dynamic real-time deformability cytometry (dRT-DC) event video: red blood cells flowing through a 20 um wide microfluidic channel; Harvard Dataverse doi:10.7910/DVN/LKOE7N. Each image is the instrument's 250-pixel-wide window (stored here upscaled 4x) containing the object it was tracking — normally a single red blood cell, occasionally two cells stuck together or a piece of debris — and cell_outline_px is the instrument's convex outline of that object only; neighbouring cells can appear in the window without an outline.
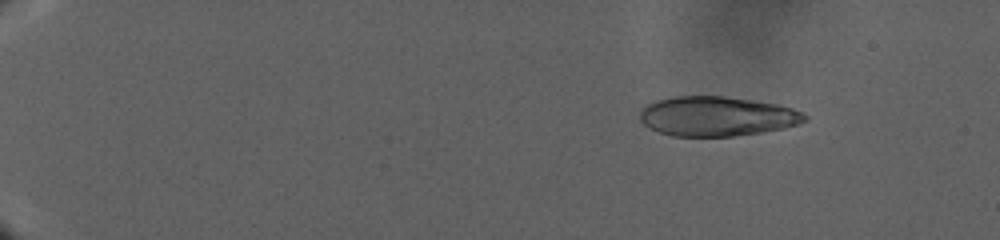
{"species": "human", "species_latin": "Homo sapiens", "temperature_condition": "warm", "stored_images_in_passage": 64, "camera_frame_rate_fps": 3000, "um_per_image_px": 0.085, "donor": {"sex": "male"}, "frame": {"image": 1, "passage_image": 10, "time_ms": 6.667, "image_size_px": [1000, 240], "cell_outline_px": [[808, 120], [800, 124], [784, 128], [760, 132], [732, 136], [672, 136], [648, 128], [640, 120], [640, 108], [656, 100], [672, 96], [724, 96], [752, 100], [776, 104], [792, 108], [804, 112], [808, 116]], "centroid_in_image_um": [60.94, 9.88], "position_along_channel_um": 24.1, "area_um2": 38.26}}
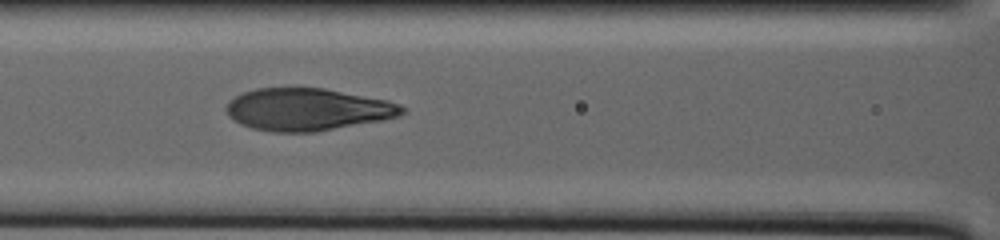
{"frame": {"image": 2, "passage_image": 39, "time_ms": 22.667, "image_size_px": [1000, 240], "cell_outline_px": [[408, 112], [400, 116], [384, 120], [316, 132], [272, 132], [252, 128], [240, 124], [232, 120], [228, 116], [224, 108], [228, 100], [244, 92], [256, 88], [324, 88], [388, 100], [408, 108]], "centroid_in_image_um": [26.15, 9.31], "position_along_channel_um": 140.4, "area_um2": 43.87}}
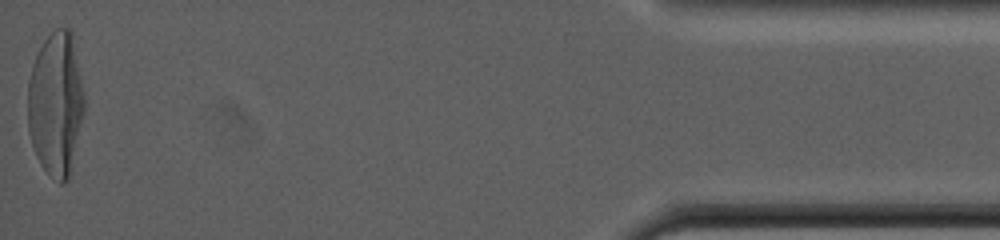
{"frame": {"image": 3, "passage_image": 64, "time_ms": 43.667, "image_size_px": [1000, 240], "cell_outline_px": [[84, 108], [68, 180], [60, 184], [48, 176], [40, 164], [36, 156], [28, 132], [28, 80], [32, 64], [44, 40], [56, 28], [72, 28], [84, 96]], "centroid_in_image_um": [4.73, 8.82], "position_along_channel_um": 430.5, "area_um2": 47.4}}